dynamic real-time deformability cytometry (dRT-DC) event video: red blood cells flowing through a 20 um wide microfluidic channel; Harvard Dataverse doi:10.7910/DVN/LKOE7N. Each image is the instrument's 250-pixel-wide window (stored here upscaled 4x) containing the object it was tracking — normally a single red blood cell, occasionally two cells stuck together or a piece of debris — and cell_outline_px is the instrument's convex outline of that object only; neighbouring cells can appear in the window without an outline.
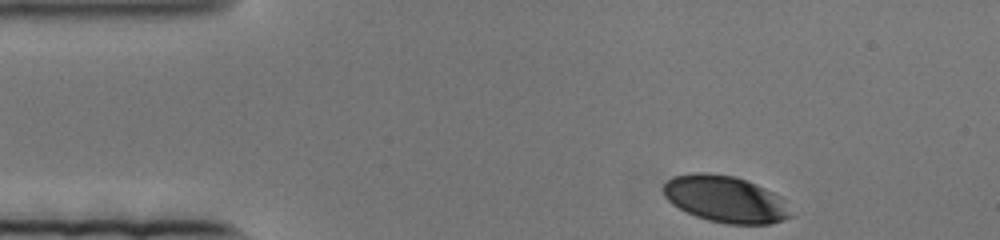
{"species": "human", "species_latin": "Homo sapiens", "temperature_condition": "cold", "stored_images_in_passage": 58, "camera_frame_rate_fps": 3000, "um_per_image_px": 0.085, "donor": {"sex": "female"}, "frame": {"image": 1, "passage_image": 1, "time_ms": 0.0, "image_size_px": [1000, 240], "cell_outline_px": [[796, 216], [784, 220], [768, 224], [728, 224], [708, 220], [696, 216], [672, 204], [664, 196], [664, 184], [672, 176], [700, 172], [704, 172], [736, 176], [756, 184], [780, 196]], "centroid_in_image_um": [61.7, 16.93], "position_along_channel_um": 23.3, "area_um2": 34.68}}
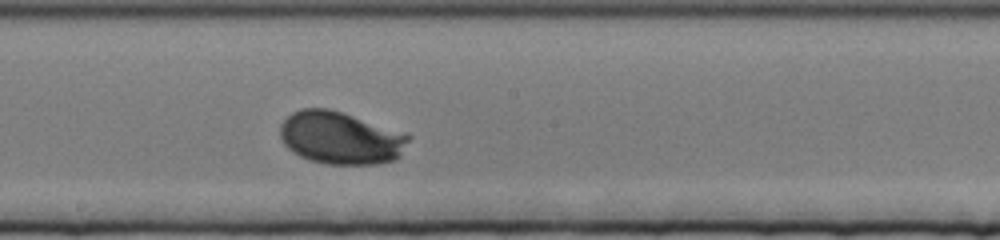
{"frame": {"image": 2, "passage_image": 34, "time_ms": 11.0, "image_size_px": [1000, 240], "cell_outline_px": [[412, 136], [400, 156], [396, 160], [376, 164], [328, 164], [308, 160], [292, 152], [284, 144], [280, 136], [280, 124], [292, 112], [300, 108], [328, 108]], "centroid_in_image_um": [28.91, 11.74], "position_along_channel_um": 219.3, "area_um2": 39.07}}
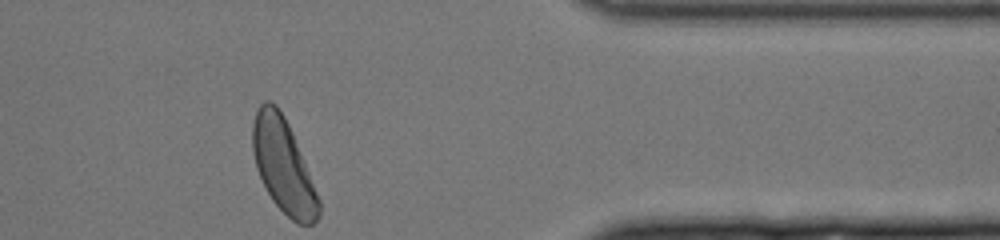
{"frame": {"image": 3, "passage_image": 58, "time_ms": 19.0, "image_size_px": [1000, 240], "cell_outline_px": [[320, 216], [312, 224], [296, 224], [272, 200], [256, 168], [252, 148], [252, 124], [256, 108], [264, 100], [272, 100], [276, 104], [284, 116], [292, 132], [320, 200]], "centroid_in_image_um": [24.06, 14.06], "position_along_channel_um": 387.3, "area_um2": 36.01}}